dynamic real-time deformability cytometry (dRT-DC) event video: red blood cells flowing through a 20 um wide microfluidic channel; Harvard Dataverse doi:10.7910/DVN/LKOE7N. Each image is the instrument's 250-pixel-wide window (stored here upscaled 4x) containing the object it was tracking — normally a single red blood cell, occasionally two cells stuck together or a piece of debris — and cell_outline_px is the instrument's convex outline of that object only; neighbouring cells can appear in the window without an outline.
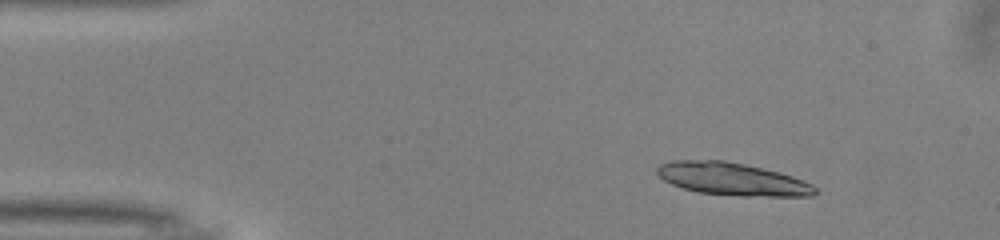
{"species": "common noctule bat (a hibernating species)", "species_latin": "Nyctalus noctula", "temperature_condition": "warm", "stored_images_in_passage": 44, "segment_of_instrument_passage": [1, 2], "camera_frame_rate_fps": 3000, "um_per_image_px": 0.085, "animal": {"sex": "male", "body_mass_g": 13.0, "forearm_length_mm": 53.1}, "frame": {"image": 1, "passage_image": 1, "time_ms": 0.0, "image_size_px": [1000, 240], "cell_outline_px": [[816, 192], [812, 196], [740, 196], [696, 192], [672, 184], [664, 180], [656, 172], [656, 168], [660, 164], [672, 160], [724, 160], [744, 164], [792, 176], [804, 180], [812, 184], [816, 188]], "centroid_in_image_um": [62.22, 15.22], "position_along_channel_um": 22.8, "area_um2": 29.88}}